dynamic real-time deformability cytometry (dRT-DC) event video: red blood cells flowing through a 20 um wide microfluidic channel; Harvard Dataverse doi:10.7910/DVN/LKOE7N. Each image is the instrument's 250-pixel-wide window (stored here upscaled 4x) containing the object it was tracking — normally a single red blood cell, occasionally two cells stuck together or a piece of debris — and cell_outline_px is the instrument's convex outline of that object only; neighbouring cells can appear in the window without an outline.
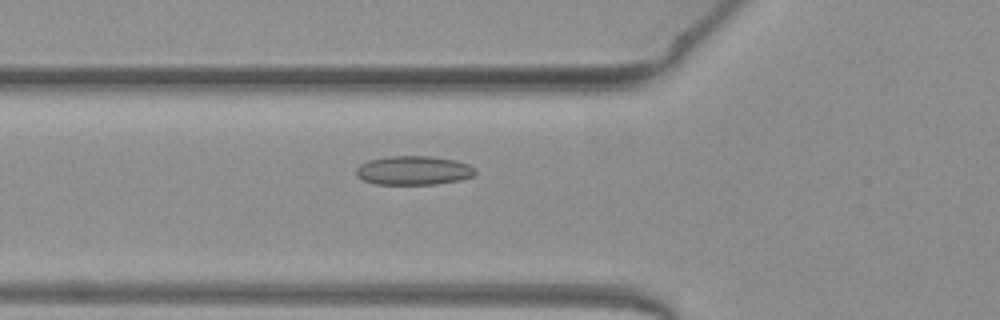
{"species": "common noctule bat (a hibernating species)", "species_latin": "Nyctalus noctula", "temperature_condition": "warm", "stored_images_in_passage": 33, "camera_frame_rate_fps": 3000, "um_per_image_px": 0.085, "animal": {"sex": "female", "body_mass_g": 19.3, "forearm_length_mm": 54.1}, "frame": {"image": 1, "passage_image": 4, "time_ms": 1.0, "image_size_px": [1000, 320], "cell_outline_px": [[476, 172], [472, 176], [460, 180], [436, 184], [376, 184], [364, 180], [356, 176], [356, 168], [360, 164], [368, 160], [388, 156], [432, 156], [456, 160], [468, 164], [476, 168]], "centroid_in_image_um": [35.16, 14.48], "position_along_channel_um": 90.6, "area_um2": 20.23}}
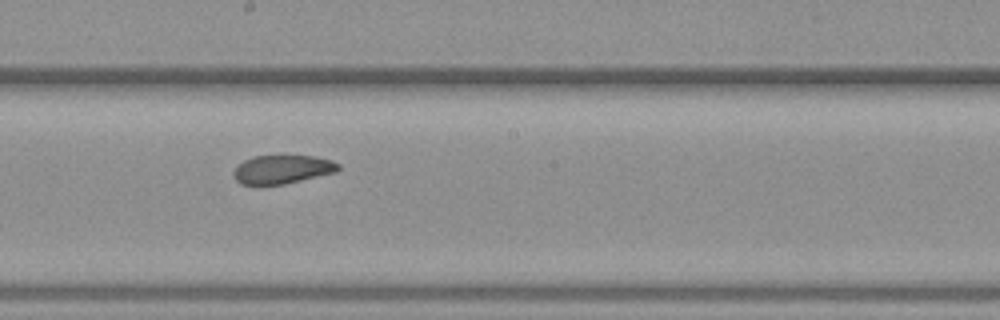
{"frame": {"image": 2, "passage_image": 14, "time_ms": 4.333, "image_size_px": [1000, 320], "cell_outline_px": [[340, 168], [336, 172], [284, 184], [240, 184], [236, 180], [232, 172], [244, 160], [252, 156], [316, 156], [332, 160], [340, 164]], "centroid_in_image_um": [24.02, 14.39], "position_along_channel_um": 224.2, "area_um2": 17.34}}
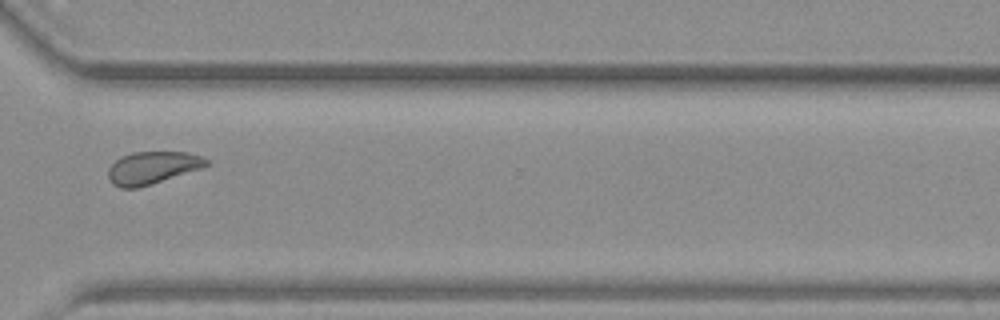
{"frame": {"image": 3, "passage_image": 24, "time_ms": 7.667, "image_size_px": [1000, 320], "cell_outline_px": [[208, 164], [200, 168], [140, 188], [120, 188], [112, 184], [108, 176], [108, 168], [116, 160], [132, 152], [188, 152], [200, 156], [208, 160]], "centroid_in_image_um": [12.92, 14.27], "position_along_channel_um": 357.7, "area_um2": 18.38}, "authors_computed_cell_mechanics": {"area_um2": 18.785, "velocity_mm_per_s": 4.0006, "shape_relaxation_time_tau1_ms": null, "shape_relaxation_time_tau2_ms": 1.7366, "deformation_change_tau1": null, "deformation_change_tau2": 0.0709}}